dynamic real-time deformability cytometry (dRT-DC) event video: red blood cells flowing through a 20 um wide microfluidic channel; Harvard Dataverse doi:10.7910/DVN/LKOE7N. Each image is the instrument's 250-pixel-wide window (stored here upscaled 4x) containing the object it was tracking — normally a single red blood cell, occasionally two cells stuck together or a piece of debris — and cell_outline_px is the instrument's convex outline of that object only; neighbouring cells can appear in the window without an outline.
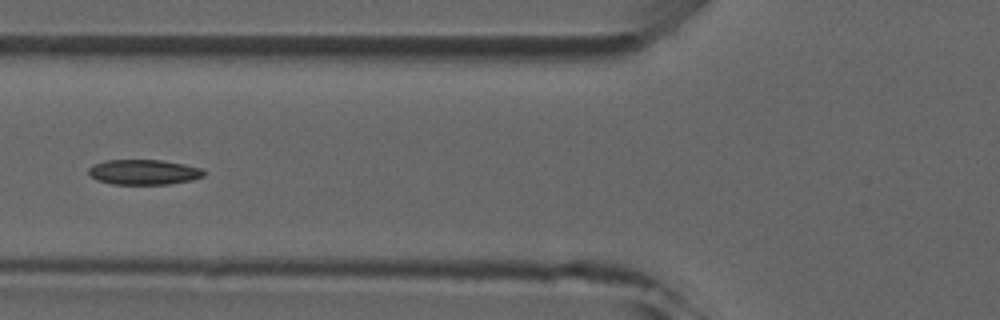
{"species": "common noctule bat (a hibernating species)", "species_latin": "Nyctalus noctula", "temperature_condition": "room temperature", "stored_images_in_passage": 5, "camera_frame_rate_fps": 3000, "um_per_image_px": 0.085, "animal": {"sex": "male", "forearm_length_mm": 52.5}, "frame": {"image": 1, "passage_image": 4, "time_ms": 3.333, "image_size_px": [1000, 320], "cell_outline_px": [[204, 176], [192, 180], [168, 184], [112, 184], [96, 180], [88, 176], [88, 168], [92, 164], [104, 160], [164, 160], [184, 164], [200, 168], [204, 172]], "centroid_in_image_um": [12.16, 14.62], "position_along_channel_um": 113.6, "area_um2": 17.05}}
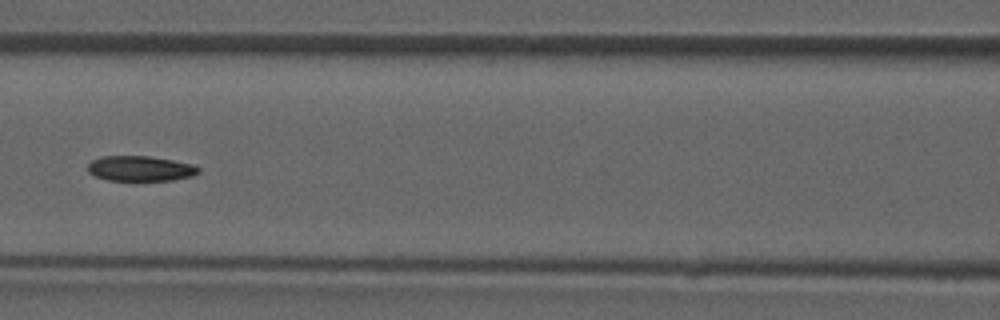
{"frame": {"image": 2, "passage_image": 5, "time_ms": 4.333, "image_size_px": [1000, 320], "cell_outline_px": [[200, 172], [192, 176], [172, 180], [108, 180], [96, 176], [88, 172], [88, 164], [92, 160], [100, 156], [148, 156], [172, 160], [192, 164], [200, 168]], "centroid_in_image_um": [11.92, 14.32], "position_along_channel_um": 154.7, "area_um2": 16.18}}